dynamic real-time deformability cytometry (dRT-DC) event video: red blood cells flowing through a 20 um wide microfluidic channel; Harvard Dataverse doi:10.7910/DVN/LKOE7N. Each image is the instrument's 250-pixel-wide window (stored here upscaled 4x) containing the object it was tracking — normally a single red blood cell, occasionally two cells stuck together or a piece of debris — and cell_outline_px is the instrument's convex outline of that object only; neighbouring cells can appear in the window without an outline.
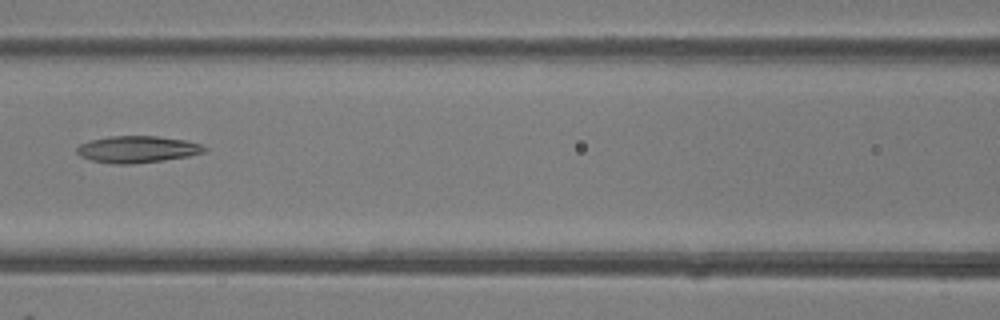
{"species": "common noctule bat (a hibernating species)", "species_latin": "Nyctalus noctula", "temperature_condition": "room temperature", "stored_images_in_passage": 49, "camera_frame_rate_fps": 3000, "um_per_image_px": 0.085, "animal": {"sex": "female"}, "frame": {"image": 1, "passage_image": 22, "time_ms": 7.0, "image_size_px": [1000, 320], "cell_outline_px": [[208, 152], [188, 156], [164, 160], [132, 164], [112, 164], [92, 160], [80, 156], [76, 152], [76, 148], [80, 144], [92, 140], [108, 136], [156, 136], [184, 140], [200, 144], [208, 148]], "centroid_in_image_um": [11.69, 12.69], "position_along_channel_um": 154.9, "area_um2": 19.94}}
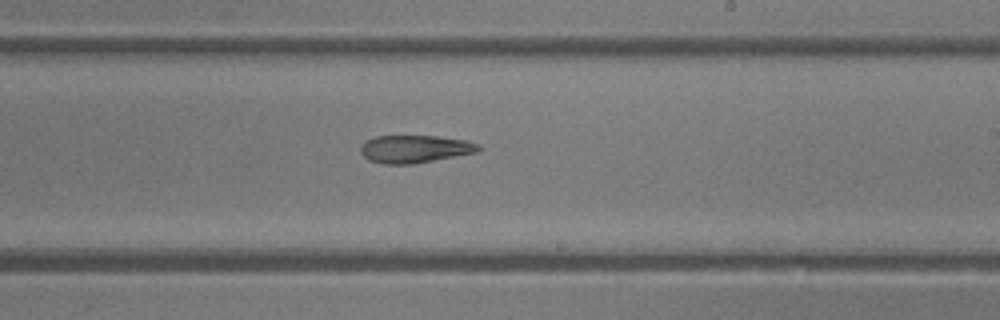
{"frame": {"image": 2, "passage_image": 29, "time_ms": 9.333, "image_size_px": [1000, 320], "cell_outline_px": [[484, 148], [480, 152], [412, 164], [384, 164], [368, 160], [360, 152], [360, 144], [364, 140], [376, 136], [436, 136], [464, 140], [480, 144]], "centroid_in_image_um": [35.27, 12.66], "position_along_channel_um": 253.7, "area_um2": 19.31}}
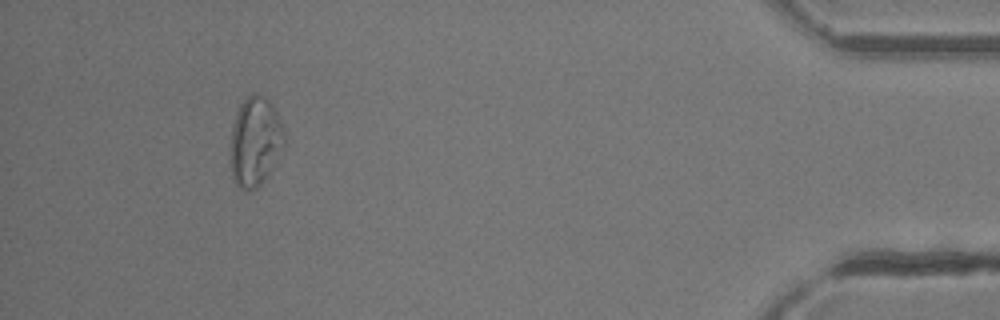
{"frame": {"image": 3, "passage_image": 45, "time_ms": 14.667, "image_size_px": [1000, 320], "cell_outline_px": [[284, 140], [276, 160], [272, 168], [264, 180], [256, 188], [248, 192], [240, 188], [232, 180], [232, 128], [236, 112], [240, 104], [252, 92], [256, 92], [264, 96], [272, 104], [284, 128]], "centroid_in_image_um": [21.69, 12.01], "position_along_channel_um": 413.5, "area_um2": 27.69}, "authors_computed_cell_mechanics": {"area_um2": 23.9292, "velocity_mm_per_s": 4.2517, "shape_relaxation_time_tau1_ms": null, "shape_relaxation_time_tau2_ms": 5.78, "deformation_change_tau1": null, "deformation_change_tau2": 0.1673}}